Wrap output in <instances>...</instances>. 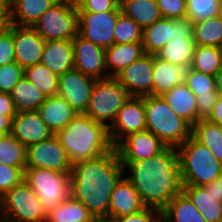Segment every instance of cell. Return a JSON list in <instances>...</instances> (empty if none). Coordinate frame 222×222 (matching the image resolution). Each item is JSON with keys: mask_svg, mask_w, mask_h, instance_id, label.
Here are the masks:
<instances>
[{"mask_svg": "<svg viewBox=\"0 0 222 222\" xmlns=\"http://www.w3.org/2000/svg\"><path fill=\"white\" fill-rule=\"evenodd\" d=\"M125 176L139 193L145 207L160 212L182 192L180 162L176 148L166 146L149 159L122 162Z\"/></svg>", "mask_w": 222, "mask_h": 222, "instance_id": "1", "label": "cell"}, {"mask_svg": "<svg viewBox=\"0 0 222 222\" xmlns=\"http://www.w3.org/2000/svg\"><path fill=\"white\" fill-rule=\"evenodd\" d=\"M126 175L116 148L91 160L74 163L71 168V196L82 202L94 218H109L112 191Z\"/></svg>", "mask_w": 222, "mask_h": 222, "instance_id": "2", "label": "cell"}, {"mask_svg": "<svg viewBox=\"0 0 222 222\" xmlns=\"http://www.w3.org/2000/svg\"><path fill=\"white\" fill-rule=\"evenodd\" d=\"M72 165L95 159L114 147L109 129L84 114H77L71 122L56 134Z\"/></svg>", "mask_w": 222, "mask_h": 222, "instance_id": "3", "label": "cell"}, {"mask_svg": "<svg viewBox=\"0 0 222 222\" xmlns=\"http://www.w3.org/2000/svg\"><path fill=\"white\" fill-rule=\"evenodd\" d=\"M146 129L166 146L178 148L191 135L192 126L180 118L161 96H145Z\"/></svg>", "mask_w": 222, "mask_h": 222, "instance_id": "4", "label": "cell"}, {"mask_svg": "<svg viewBox=\"0 0 222 222\" xmlns=\"http://www.w3.org/2000/svg\"><path fill=\"white\" fill-rule=\"evenodd\" d=\"M177 152L183 185L204 186L222 175V163L192 135Z\"/></svg>", "mask_w": 222, "mask_h": 222, "instance_id": "5", "label": "cell"}, {"mask_svg": "<svg viewBox=\"0 0 222 222\" xmlns=\"http://www.w3.org/2000/svg\"><path fill=\"white\" fill-rule=\"evenodd\" d=\"M129 97L126 87L114 77L96 80L84 115L109 129Z\"/></svg>", "mask_w": 222, "mask_h": 222, "instance_id": "6", "label": "cell"}, {"mask_svg": "<svg viewBox=\"0 0 222 222\" xmlns=\"http://www.w3.org/2000/svg\"><path fill=\"white\" fill-rule=\"evenodd\" d=\"M0 219L7 222H46L47 214L25 180L0 197Z\"/></svg>", "mask_w": 222, "mask_h": 222, "instance_id": "7", "label": "cell"}, {"mask_svg": "<svg viewBox=\"0 0 222 222\" xmlns=\"http://www.w3.org/2000/svg\"><path fill=\"white\" fill-rule=\"evenodd\" d=\"M70 173L25 168L24 180L36 193L46 214L71 196Z\"/></svg>", "mask_w": 222, "mask_h": 222, "instance_id": "8", "label": "cell"}, {"mask_svg": "<svg viewBox=\"0 0 222 222\" xmlns=\"http://www.w3.org/2000/svg\"><path fill=\"white\" fill-rule=\"evenodd\" d=\"M45 41L72 40L78 34L75 0H58L33 25Z\"/></svg>", "mask_w": 222, "mask_h": 222, "instance_id": "9", "label": "cell"}, {"mask_svg": "<svg viewBox=\"0 0 222 222\" xmlns=\"http://www.w3.org/2000/svg\"><path fill=\"white\" fill-rule=\"evenodd\" d=\"M121 7L116 10L100 13L78 12V34L104 49L114 44V28Z\"/></svg>", "mask_w": 222, "mask_h": 222, "instance_id": "10", "label": "cell"}, {"mask_svg": "<svg viewBox=\"0 0 222 222\" xmlns=\"http://www.w3.org/2000/svg\"><path fill=\"white\" fill-rule=\"evenodd\" d=\"M26 168L71 172L72 163L58 137L54 134L49 139L27 147Z\"/></svg>", "mask_w": 222, "mask_h": 222, "instance_id": "11", "label": "cell"}, {"mask_svg": "<svg viewBox=\"0 0 222 222\" xmlns=\"http://www.w3.org/2000/svg\"><path fill=\"white\" fill-rule=\"evenodd\" d=\"M143 130H146L144 97H129L109 128L113 147L115 148L127 136Z\"/></svg>", "mask_w": 222, "mask_h": 222, "instance_id": "12", "label": "cell"}, {"mask_svg": "<svg viewBox=\"0 0 222 222\" xmlns=\"http://www.w3.org/2000/svg\"><path fill=\"white\" fill-rule=\"evenodd\" d=\"M123 84L130 97L152 95L153 89V55L144 54L114 77Z\"/></svg>", "mask_w": 222, "mask_h": 222, "instance_id": "13", "label": "cell"}, {"mask_svg": "<svg viewBox=\"0 0 222 222\" xmlns=\"http://www.w3.org/2000/svg\"><path fill=\"white\" fill-rule=\"evenodd\" d=\"M74 69L96 80L107 79L105 49L85 40L79 34L72 39Z\"/></svg>", "mask_w": 222, "mask_h": 222, "instance_id": "14", "label": "cell"}, {"mask_svg": "<svg viewBox=\"0 0 222 222\" xmlns=\"http://www.w3.org/2000/svg\"><path fill=\"white\" fill-rule=\"evenodd\" d=\"M96 79L72 69L59 76L57 95L65 99L78 114H84Z\"/></svg>", "mask_w": 222, "mask_h": 222, "instance_id": "15", "label": "cell"}, {"mask_svg": "<svg viewBox=\"0 0 222 222\" xmlns=\"http://www.w3.org/2000/svg\"><path fill=\"white\" fill-rule=\"evenodd\" d=\"M166 145L149 130L138 131L124 138L115 148L121 162L149 159Z\"/></svg>", "mask_w": 222, "mask_h": 222, "instance_id": "16", "label": "cell"}, {"mask_svg": "<svg viewBox=\"0 0 222 222\" xmlns=\"http://www.w3.org/2000/svg\"><path fill=\"white\" fill-rule=\"evenodd\" d=\"M13 42L15 60L23 69L40 63L45 40L33 27L13 24Z\"/></svg>", "mask_w": 222, "mask_h": 222, "instance_id": "17", "label": "cell"}, {"mask_svg": "<svg viewBox=\"0 0 222 222\" xmlns=\"http://www.w3.org/2000/svg\"><path fill=\"white\" fill-rule=\"evenodd\" d=\"M10 134L26 148L54 135L37 111L16 112Z\"/></svg>", "mask_w": 222, "mask_h": 222, "instance_id": "18", "label": "cell"}, {"mask_svg": "<svg viewBox=\"0 0 222 222\" xmlns=\"http://www.w3.org/2000/svg\"><path fill=\"white\" fill-rule=\"evenodd\" d=\"M191 64L174 65L153 55L152 96H161L179 84H185Z\"/></svg>", "mask_w": 222, "mask_h": 222, "instance_id": "19", "label": "cell"}, {"mask_svg": "<svg viewBox=\"0 0 222 222\" xmlns=\"http://www.w3.org/2000/svg\"><path fill=\"white\" fill-rule=\"evenodd\" d=\"M139 193L125 177L119 180L112 191L109 204V218H122L144 209Z\"/></svg>", "mask_w": 222, "mask_h": 222, "instance_id": "20", "label": "cell"}, {"mask_svg": "<svg viewBox=\"0 0 222 222\" xmlns=\"http://www.w3.org/2000/svg\"><path fill=\"white\" fill-rule=\"evenodd\" d=\"M40 63L57 76L74 69L72 40L45 41Z\"/></svg>", "mask_w": 222, "mask_h": 222, "instance_id": "21", "label": "cell"}, {"mask_svg": "<svg viewBox=\"0 0 222 222\" xmlns=\"http://www.w3.org/2000/svg\"><path fill=\"white\" fill-rule=\"evenodd\" d=\"M37 112L54 134L64 129L78 114L65 99L58 95L46 97Z\"/></svg>", "mask_w": 222, "mask_h": 222, "instance_id": "22", "label": "cell"}, {"mask_svg": "<svg viewBox=\"0 0 222 222\" xmlns=\"http://www.w3.org/2000/svg\"><path fill=\"white\" fill-rule=\"evenodd\" d=\"M144 54L146 53L142 42L113 44L105 49V65L108 77H115L121 70Z\"/></svg>", "mask_w": 222, "mask_h": 222, "instance_id": "23", "label": "cell"}, {"mask_svg": "<svg viewBox=\"0 0 222 222\" xmlns=\"http://www.w3.org/2000/svg\"><path fill=\"white\" fill-rule=\"evenodd\" d=\"M168 106L191 126L197 123L196 95L186 84H179L161 95Z\"/></svg>", "mask_w": 222, "mask_h": 222, "instance_id": "24", "label": "cell"}, {"mask_svg": "<svg viewBox=\"0 0 222 222\" xmlns=\"http://www.w3.org/2000/svg\"><path fill=\"white\" fill-rule=\"evenodd\" d=\"M58 0H16L9 11L11 24L33 27L40 17Z\"/></svg>", "mask_w": 222, "mask_h": 222, "instance_id": "25", "label": "cell"}, {"mask_svg": "<svg viewBox=\"0 0 222 222\" xmlns=\"http://www.w3.org/2000/svg\"><path fill=\"white\" fill-rule=\"evenodd\" d=\"M182 192L200 211L206 222H222V203L207 194L205 186L183 185Z\"/></svg>", "mask_w": 222, "mask_h": 222, "instance_id": "26", "label": "cell"}, {"mask_svg": "<svg viewBox=\"0 0 222 222\" xmlns=\"http://www.w3.org/2000/svg\"><path fill=\"white\" fill-rule=\"evenodd\" d=\"M175 34V19L161 18L143 29L142 44L146 54L155 55Z\"/></svg>", "mask_w": 222, "mask_h": 222, "instance_id": "27", "label": "cell"}, {"mask_svg": "<svg viewBox=\"0 0 222 222\" xmlns=\"http://www.w3.org/2000/svg\"><path fill=\"white\" fill-rule=\"evenodd\" d=\"M161 222H206V220L190 199L181 192L161 211Z\"/></svg>", "mask_w": 222, "mask_h": 222, "instance_id": "28", "label": "cell"}, {"mask_svg": "<svg viewBox=\"0 0 222 222\" xmlns=\"http://www.w3.org/2000/svg\"><path fill=\"white\" fill-rule=\"evenodd\" d=\"M16 112L37 111L46 96L24 75L9 93Z\"/></svg>", "mask_w": 222, "mask_h": 222, "instance_id": "29", "label": "cell"}, {"mask_svg": "<svg viewBox=\"0 0 222 222\" xmlns=\"http://www.w3.org/2000/svg\"><path fill=\"white\" fill-rule=\"evenodd\" d=\"M120 7L142 29L162 18L156 0H120Z\"/></svg>", "mask_w": 222, "mask_h": 222, "instance_id": "30", "label": "cell"}, {"mask_svg": "<svg viewBox=\"0 0 222 222\" xmlns=\"http://www.w3.org/2000/svg\"><path fill=\"white\" fill-rule=\"evenodd\" d=\"M195 43L187 37H177L168 41L155 56L174 65L191 64Z\"/></svg>", "mask_w": 222, "mask_h": 222, "instance_id": "31", "label": "cell"}, {"mask_svg": "<svg viewBox=\"0 0 222 222\" xmlns=\"http://www.w3.org/2000/svg\"><path fill=\"white\" fill-rule=\"evenodd\" d=\"M93 219L82 202L70 196L47 213L46 222H92Z\"/></svg>", "mask_w": 222, "mask_h": 222, "instance_id": "32", "label": "cell"}, {"mask_svg": "<svg viewBox=\"0 0 222 222\" xmlns=\"http://www.w3.org/2000/svg\"><path fill=\"white\" fill-rule=\"evenodd\" d=\"M192 136L209 148L222 163V127L207 119H200L192 126Z\"/></svg>", "mask_w": 222, "mask_h": 222, "instance_id": "33", "label": "cell"}, {"mask_svg": "<svg viewBox=\"0 0 222 222\" xmlns=\"http://www.w3.org/2000/svg\"><path fill=\"white\" fill-rule=\"evenodd\" d=\"M192 69L214 76L222 67V48L195 45Z\"/></svg>", "mask_w": 222, "mask_h": 222, "instance_id": "34", "label": "cell"}, {"mask_svg": "<svg viewBox=\"0 0 222 222\" xmlns=\"http://www.w3.org/2000/svg\"><path fill=\"white\" fill-rule=\"evenodd\" d=\"M193 40L195 45L222 48V21L215 16L194 23Z\"/></svg>", "mask_w": 222, "mask_h": 222, "instance_id": "35", "label": "cell"}, {"mask_svg": "<svg viewBox=\"0 0 222 222\" xmlns=\"http://www.w3.org/2000/svg\"><path fill=\"white\" fill-rule=\"evenodd\" d=\"M23 75L46 97L57 95L59 76L52 73L44 64L38 63L25 68Z\"/></svg>", "mask_w": 222, "mask_h": 222, "instance_id": "36", "label": "cell"}, {"mask_svg": "<svg viewBox=\"0 0 222 222\" xmlns=\"http://www.w3.org/2000/svg\"><path fill=\"white\" fill-rule=\"evenodd\" d=\"M27 148L11 134L0 138V163L11 167H26Z\"/></svg>", "mask_w": 222, "mask_h": 222, "instance_id": "37", "label": "cell"}, {"mask_svg": "<svg viewBox=\"0 0 222 222\" xmlns=\"http://www.w3.org/2000/svg\"><path fill=\"white\" fill-rule=\"evenodd\" d=\"M143 29L130 17L121 12L114 28V44L142 42Z\"/></svg>", "mask_w": 222, "mask_h": 222, "instance_id": "38", "label": "cell"}, {"mask_svg": "<svg viewBox=\"0 0 222 222\" xmlns=\"http://www.w3.org/2000/svg\"><path fill=\"white\" fill-rule=\"evenodd\" d=\"M221 0H186V17L192 23L201 22L218 15Z\"/></svg>", "mask_w": 222, "mask_h": 222, "instance_id": "39", "label": "cell"}, {"mask_svg": "<svg viewBox=\"0 0 222 222\" xmlns=\"http://www.w3.org/2000/svg\"><path fill=\"white\" fill-rule=\"evenodd\" d=\"M185 84L196 96L218 95L212 75L191 69Z\"/></svg>", "mask_w": 222, "mask_h": 222, "instance_id": "40", "label": "cell"}, {"mask_svg": "<svg viewBox=\"0 0 222 222\" xmlns=\"http://www.w3.org/2000/svg\"><path fill=\"white\" fill-rule=\"evenodd\" d=\"M24 74V69L12 62L0 66V92L10 93Z\"/></svg>", "mask_w": 222, "mask_h": 222, "instance_id": "41", "label": "cell"}, {"mask_svg": "<svg viewBox=\"0 0 222 222\" xmlns=\"http://www.w3.org/2000/svg\"><path fill=\"white\" fill-rule=\"evenodd\" d=\"M26 167H11L0 163V197L24 180Z\"/></svg>", "mask_w": 222, "mask_h": 222, "instance_id": "42", "label": "cell"}, {"mask_svg": "<svg viewBox=\"0 0 222 222\" xmlns=\"http://www.w3.org/2000/svg\"><path fill=\"white\" fill-rule=\"evenodd\" d=\"M163 18L178 19L186 17V0H156Z\"/></svg>", "mask_w": 222, "mask_h": 222, "instance_id": "43", "label": "cell"}, {"mask_svg": "<svg viewBox=\"0 0 222 222\" xmlns=\"http://www.w3.org/2000/svg\"><path fill=\"white\" fill-rule=\"evenodd\" d=\"M78 12L100 13L116 10L120 0H75Z\"/></svg>", "mask_w": 222, "mask_h": 222, "instance_id": "44", "label": "cell"}, {"mask_svg": "<svg viewBox=\"0 0 222 222\" xmlns=\"http://www.w3.org/2000/svg\"><path fill=\"white\" fill-rule=\"evenodd\" d=\"M16 62L13 42V24L0 38V66Z\"/></svg>", "mask_w": 222, "mask_h": 222, "instance_id": "45", "label": "cell"}, {"mask_svg": "<svg viewBox=\"0 0 222 222\" xmlns=\"http://www.w3.org/2000/svg\"><path fill=\"white\" fill-rule=\"evenodd\" d=\"M114 222H161V212L154 208L145 207L132 215L115 218Z\"/></svg>", "mask_w": 222, "mask_h": 222, "instance_id": "46", "label": "cell"}, {"mask_svg": "<svg viewBox=\"0 0 222 222\" xmlns=\"http://www.w3.org/2000/svg\"><path fill=\"white\" fill-rule=\"evenodd\" d=\"M219 95L196 96L197 102V122L200 119H207L211 114L213 107Z\"/></svg>", "mask_w": 222, "mask_h": 222, "instance_id": "47", "label": "cell"}, {"mask_svg": "<svg viewBox=\"0 0 222 222\" xmlns=\"http://www.w3.org/2000/svg\"><path fill=\"white\" fill-rule=\"evenodd\" d=\"M193 26L194 24L187 17L175 19V34L173 38L187 37L193 39Z\"/></svg>", "mask_w": 222, "mask_h": 222, "instance_id": "48", "label": "cell"}, {"mask_svg": "<svg viewBox=\"0 0 222 222\" xmlns=\"http://www.w3.org/2000/svg\"><path fill=\"white\" fill-rule=\"evenodd\" d=\"M0 114L3 116H15L16 110L9 93L0 92Z\"/></svg>", "mask_w": 222, "mask_h": 222, "instance_id": "49", "label": "cell"}, {"mask_svg": "<svg viewBox=\"0 0 222 222\" xmlns=\"http://www.w3.org/2000/svg\"><path fill=\"white\" fill-rule=\"evenodd\" d=\"M204 186L207 189V194L212 195L216 201L222 203V175Z\"/></svg>", "mask_w": 222, "mask_h": 222, "instance_id": "50", "label": "cell"}, {"mask_svg": "<svg viewBox=\"0 0 222 222\" xmlns=\"http://www.w3.org/2000/svg\"><path fill=\"white\" fill-rule=\"evenodd\" d=\"M207 120L222 127V96L221 95L217 97L213 110L211 114L209 115V117L207 118Z\"/></svg>", "mask_w": 222, "mask_h": 222, "instance_id": "51", "label": "cell"}, {"mask_svg": "<svg viewBox=\"0 0 222 222\" xmlns=\"http://www.w3.org/2000/svg\"><path fill=\"white\" fill-rule=\"evenodd\" d=\"M13 117L14 116H3L0 114V133L3 135L10 134Z\"/></svg>", "mask_w": 222, "mask_h": 222, "instance_id": "52", "label": "cell"}, {"mask_svg": "<svg viewBox=\"0 0 222 222\" xmlns=\"http://www.w3.org/2000/svg\"><path fill=\"white\" fill-rule=\"evenodd\" d=\"M214 81L216 92L218 93V95L222 96V67L214 75Z\"/></svg>", "mask_w": 222, "mask_h": 222, "instance_id": "53", "label": "cell"}, {"mask_svg": "<svg viewBox=\"0 0 222 222\" xmlns=\"http://www.w3.org/2000/svg\"><path fill=\"white\" fill-rule=\"evenodd\" d=\"M10 20H0V38L9 29Z\"/></svg>", "mask_w": 222, "mask_h": 222, "instance_id": "54", "label": "cell"}, {"mask_svg": "<svg viewBox=\"0 0 222 222\" xmlns=\"http://www.w3.org/2000/svg\"><path fill=\"white\" fill-rule=\"evenodd\" d=\"M16 0H0L2 5L8 12L13 8Z\"/></svg>", "mask_w": 222, "mask_h": 222, "instance_id": "55", "label": "cell"}, {"mask_svg": "<svg viewBox=\"0 0 222 222\" xmlns=\"http://www.w3.org/2000/svg\"><path fill=\"white\" fill-rule=\"evenodd\" d=\"M0 20H9V12L0 5Z\"/></svg>", "mask_w": 222, "mask_h": 222, "instance_id": "56", "label": "cell"}, {"mask_svg": "<svg viewBox=\"0 0 222 222\" xmlns=\"http://www.w3.org/2000/svg\"><path fill=\"white\" fill-rule=\"evenodd\" d=\"M92 222H114L112 218H96L93 219Z\"/></svg>", "mask_w": 222, "mask_h": 222, "instance_id": "57", "label": "cell"}, {"mask_svg": "<svg viewBox=\"0 0 222 222\" xmlns=\"http://www.w3.org/2000/svg\"><path fill=\"white\" fill-rule=\"evenodd\" d=\"M218 18L222 21V0L219 5Z\"/></svg>", "mask_w": 222, "mask_h": 222, "instance_id": "58", "label": "cell"}]
</instances>
